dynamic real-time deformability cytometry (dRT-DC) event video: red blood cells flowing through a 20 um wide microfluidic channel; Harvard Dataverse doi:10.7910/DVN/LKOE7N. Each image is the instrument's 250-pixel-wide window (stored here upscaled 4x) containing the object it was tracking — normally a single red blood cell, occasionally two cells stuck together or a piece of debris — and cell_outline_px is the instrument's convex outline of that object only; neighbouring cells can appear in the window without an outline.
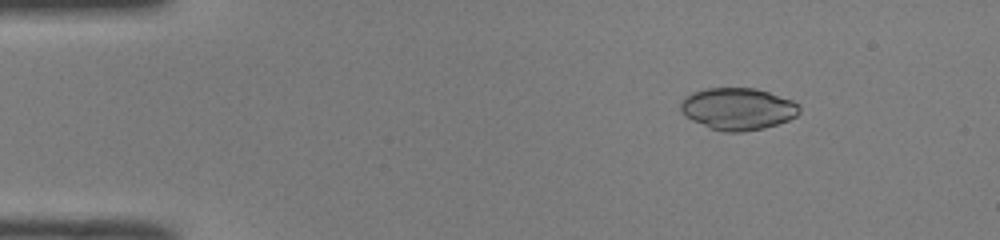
{"species": "common noctule bat (a hibernating species)", "species_latin": "Nyctalus noctula", "temperature_condition": "room temperature", "stored_images_in_passage": 44, "camera_frame_rate_fps": 3000, "um_per_image_px": 0.085, "animal": {"sex": "male", "body_mass_g": 19.0, "forearm_length_mm": 50.8}, "frame": {"image": 1, "passage_image": 1, "time_ms": 0.0, "image_size_px": [1000, 240], "cell_outline_px": [[800, 112], [796, 116], [788, 120], [764, 128], [740, 132], [724, 132], [708, 128], [684, 116], [680, 108], [680, 104], [684, 96], [692, 92], [708, 88], [756, 88], [792, 100], [800, 108]], "centroid_in_image_um": [62.68, 9.25], "position_along_channel_um": 22.3, "area_um2": 29.13}}
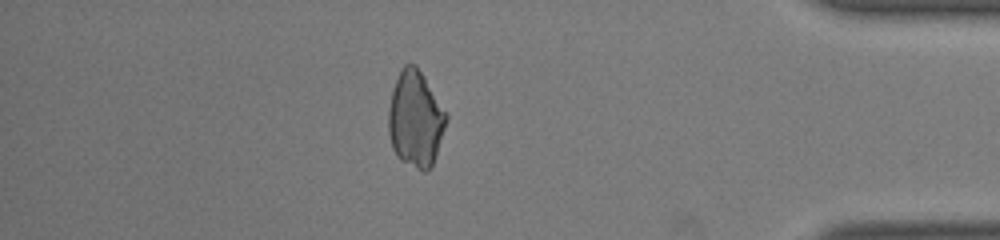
{"frame": {"image": 2, "passage_image": 38, "time_ms": 12.333, "image_size_px": [1000, 240], "cell_outline_px": [[448, 120], [436, 156], [428, 172], [424, 172], [400, 160], [396, 156], [392, 148], [388, 132], [388, 108], [392, 88], [400, 68], [404, 64], [416, 64], [424, 76], [448, 116]], "centroid_in_image_um": [35.3, 10.12], "position_along_channel_um": 399.9, "area_um2": 32.71}}